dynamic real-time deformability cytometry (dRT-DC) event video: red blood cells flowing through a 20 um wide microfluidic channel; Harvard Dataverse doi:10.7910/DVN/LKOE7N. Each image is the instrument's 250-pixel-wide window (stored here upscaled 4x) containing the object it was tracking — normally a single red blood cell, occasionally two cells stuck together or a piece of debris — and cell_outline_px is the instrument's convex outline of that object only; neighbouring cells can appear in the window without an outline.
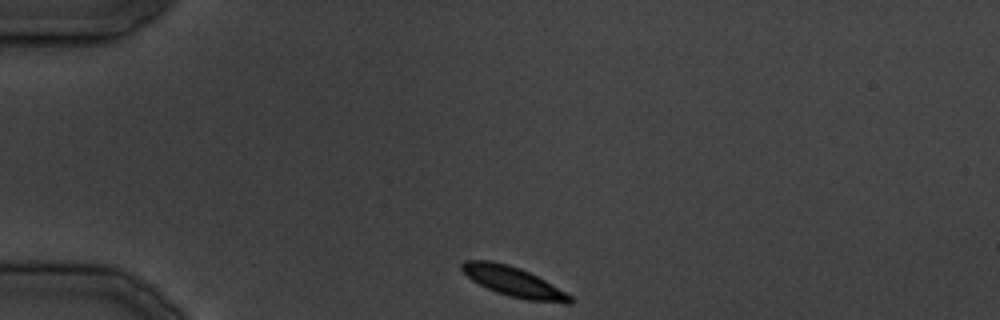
{"species": "common noctule bat (a hibernating species)", "species_latin": "Nyctalus noctula", "temperature_condition": "cold", "stored_images_in_passage": 28, "camera_frame_rate_fps": 3000, "um_per_image_px": 0.085, "animal": {"sex": "male", "body_mass_g": 19.5, "forearm_length_mm": 54.6}, "frame": {"image": 1, "passage_image": 1, "time_ms": 0.0, "image_size_px": [1000, 320], "cell_outline_px": [[572, 304], [564, 304], [528, 300], [508, 296], [496, 292], [472, 280], [460, 268], [460, 264], [464, 260], [492, 260], [508, 264], [520, 268], [544, 280], [572, 296]], "centroid_in_image_um": [43.65, 23.95], "position_along_channel_um": 41.4, "area_um2": 18.73}}
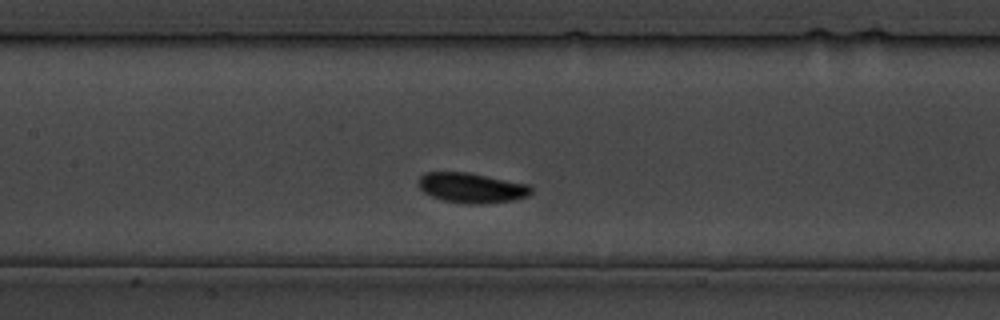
{"frame": {"image": 2, "passage_image": 10, "time_ms": 11.0, "image_size_px": [1000, 320], "cell_outline_px": [[532, 192], [528, 196], [512, 200], [480, 204], [468, 204], [444, 200], [432, 196], [424, 192], [420, 188], [416, 180], [424, 172], [468, 172], [528, 184], [532, 188]], "centroid_in_image_um": [40.06, 15.95], "position_along_channel_um": 167.3, "area_um2": 19.71}}
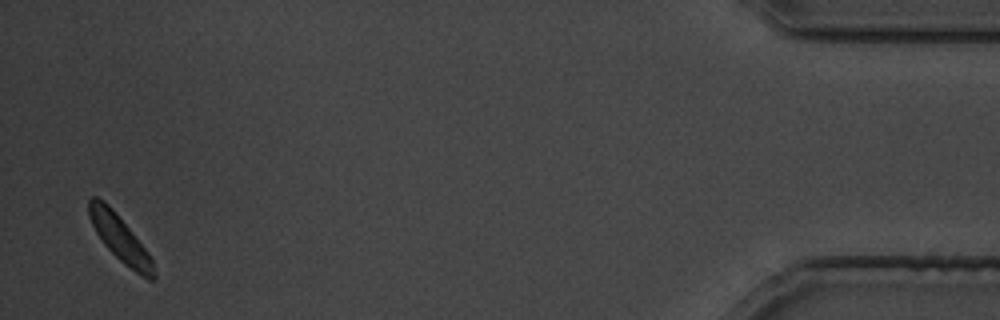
{"frame": {"image": 3, "passage_image": 28, "time_ms": 33.333, "image_size_px": [1000, 320], "cell_outline_px": [[156, 280], [148, 280], [124, 264], [104, 244], [96, 232], [88, 216], [88, 196], [96, 196], [104, 200], [112, 208], [148, 252], [152, 260], [156, 276]], "centroid_in_image_um": [10.18, 20.24], "position_along_channel_um": 425.0, "area_um2": 17.22}}